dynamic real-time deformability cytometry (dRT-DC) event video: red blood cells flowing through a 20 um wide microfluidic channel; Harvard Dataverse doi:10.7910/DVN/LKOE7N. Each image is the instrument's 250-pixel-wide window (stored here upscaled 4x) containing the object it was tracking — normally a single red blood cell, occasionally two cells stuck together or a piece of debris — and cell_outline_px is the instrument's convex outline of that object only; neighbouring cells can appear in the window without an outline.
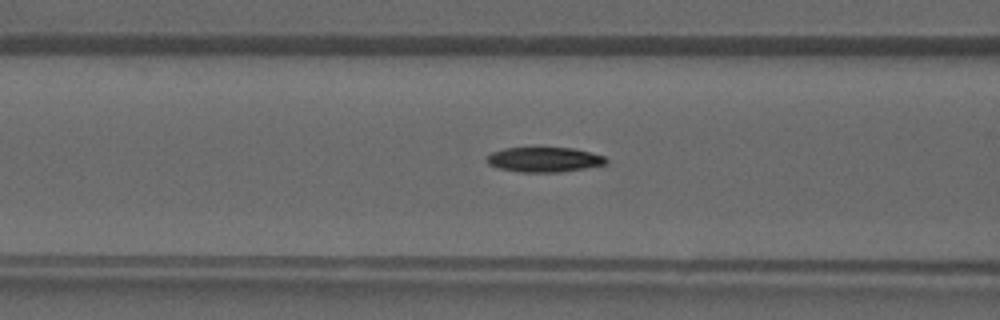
{"species": "common noctule bat (a hibernating species)", "species_latin": "Nyctalus noctula", "temperature_condition": "warm", "stored_images_in_passage": 41, "camera_frame_rate_fps": 3000, "um_per_image_px": 0.085, "animal": {"sex": "male", "forearm_length_mm": 52.5}, "frame": {"image": 1, "passage_image": 17, "time_ms": 5.333, "image_size_px": [1000, 320], "cell_outline_px": [[608, 164], [560, 172], [520, 172], [500, 168], [488, 164], [484, 160], [492, 152], [504, 148], [572, 148], [604, 156], [608, 160]], "centroid_in_image_um": [46.25, 13.57], "position_along_channel_um": 120.4, "area_um2": 17.17}}
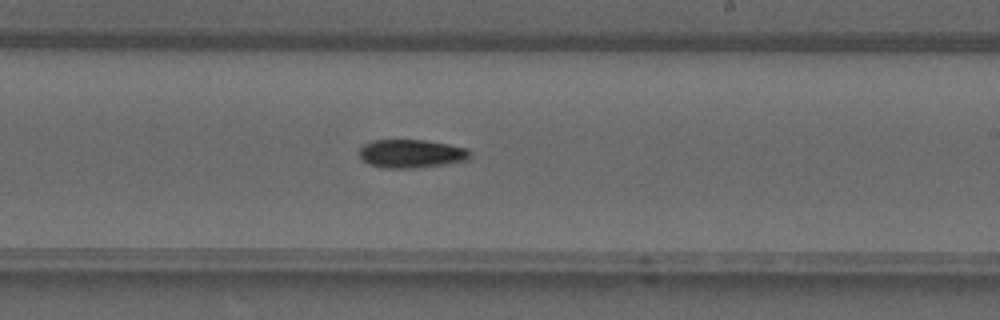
{"frame": {"image": 2, "passage_image": 25, "time_ms": 8.0, "image_size_px": [1000, 320], "cell_outline_px": [[472, 156], [468, 160], [448, 164], [416, 168], [384, 168], [368, 164], [356, 152], [364, 144], [372, 140], [424, 140], [448, 144], [468, 148]], "centroid_in_image_um": [34.97, 13.06], "position_along_channel_um": 254.0, "area_um2": 18.61}}
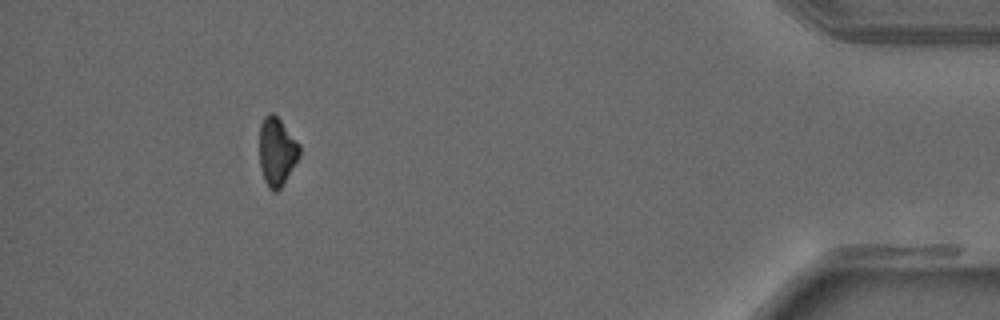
{"frame": {"image": 3, "passage_image": 38, "time_ms": 12.333, "image_size_px": [1000, 320], "cell_outline_px": [[300, 156], [280, 188], [276, 192], [272, 192], [268, 188], [264, 180], [260, 164], [260, 124], [264, 116], [268, 112], [272, 112], [280, 120], [300, 144]], "centroid_in_image_um": [23.53, 12.88], "position_along_channel_um": 411.7, "area_um2": 15.9}}